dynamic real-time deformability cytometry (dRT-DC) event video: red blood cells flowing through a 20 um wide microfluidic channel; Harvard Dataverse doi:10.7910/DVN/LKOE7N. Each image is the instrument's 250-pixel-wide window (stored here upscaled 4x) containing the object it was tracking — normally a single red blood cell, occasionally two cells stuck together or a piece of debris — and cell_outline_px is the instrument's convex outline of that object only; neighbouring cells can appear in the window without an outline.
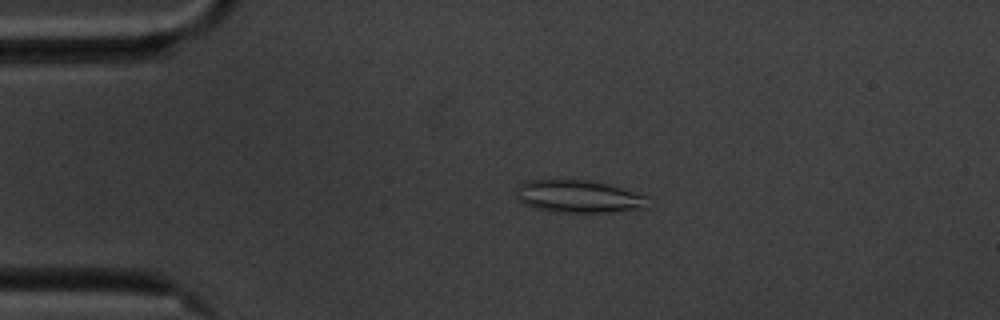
{"species": "common noctule bat (a hibernating species)", "species_latin": "Nyctalus noctula", "temperature_condition": "cold", "stored_images_in_passage": 57, "camera_frame_rate_fps": 3000, "um_per_image_px": 0.085, "animal": {"sex": "male", "body_mass_g": 20.1, "forearm_length_mm": 53.5}, "frame": {"image": 1, "passage_image": 12, "time_ms": 3.667, "image_size_px": [1000, 320], "cell_outline_px": [[648, 208], [612, 212], [556, 212], [536, 208], [524, 204], [516, 196], [516, 188], [524, 180], [556, 176], [588, 180], [608, 184], [648, 196]], "centroid_in_image_um": [49.13, 16.65], "position_along_channel_um": 35.9, "area_um2": 26.01}}
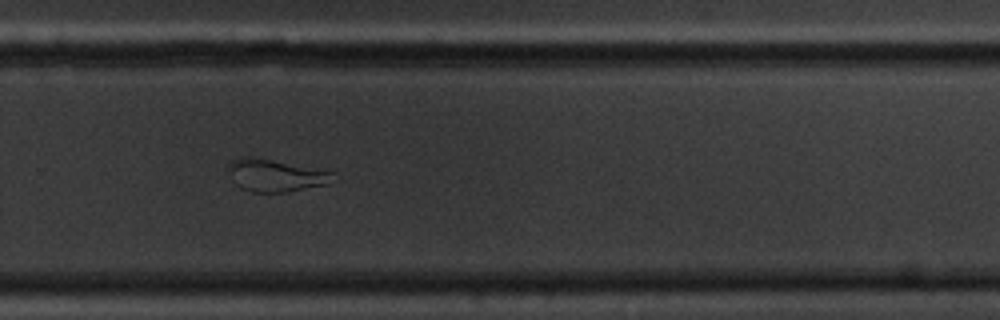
{"frame": {"image": 2, "passage_image": 38, "time_ms": 12.333, "image_size_px": [1000, 320], "cell_outline_px": [[336, 172], [328, 184], [288, 192], [252, 192], [240, 188], [236, 184], [228, 168], [228, 164], [232, 160], [240, 156], [248, 156], [272, 160]], "centroid_in_image_um": [23.41, 14.91], "position_along_channel_um": 306.4, "area_um2": 19.59}}
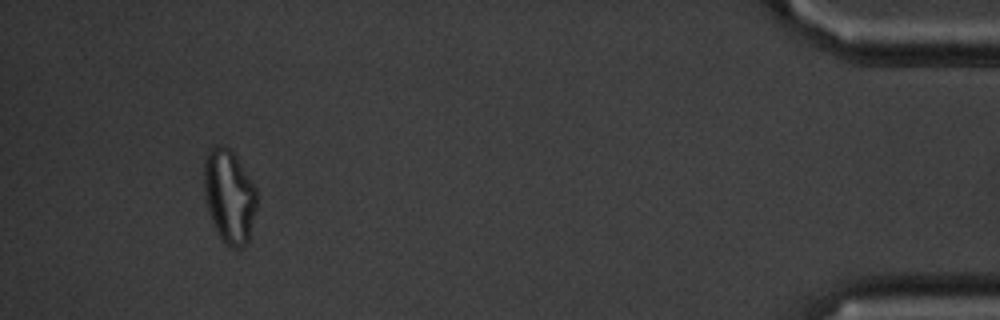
{"frame": {"image": 3, "passage_image": 53, "time_ms": 17.333, "image_size_px": [1000, 320], "cell_outline_px": [[256, 208], [248, 244], [240, 248], [232, 248], [220, 236], [208, 212], [204, 196], [204, 160], [208, 148], [216, 144], [224, 144], [236, 156], [256, 188]], "centroid_in_image_um": [19.47, 16.64], "position_along_channel_um": 415.7, "area_um2": 28.84}, "authors_computed_cell_mechanics": {"area_um2": 25.721, "velocity_mm_per_s": 3.5265, "shape_relaxation_time_tau1_ms": null, "shape_relaxation_time_tau2_ms": 2.3369, "deformation_change_tau1": null, "deformation_change_tau2": 0.1005}}